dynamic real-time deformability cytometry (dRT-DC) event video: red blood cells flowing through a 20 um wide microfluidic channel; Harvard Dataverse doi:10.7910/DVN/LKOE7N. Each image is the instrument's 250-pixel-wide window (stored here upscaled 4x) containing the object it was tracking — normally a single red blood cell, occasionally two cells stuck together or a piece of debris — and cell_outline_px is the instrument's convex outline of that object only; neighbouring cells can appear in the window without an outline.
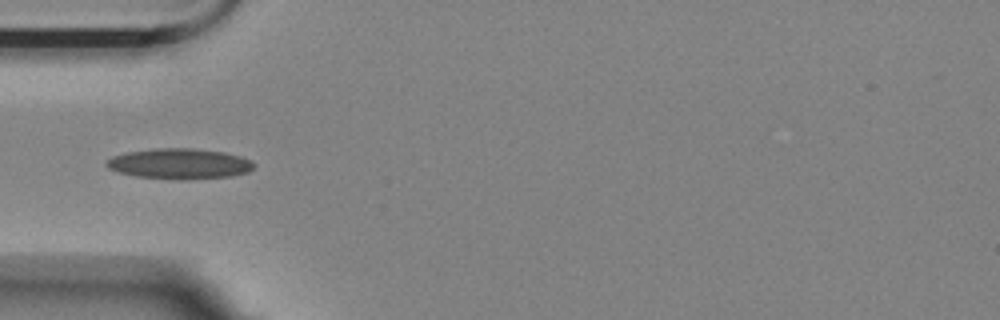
{"species": "Egyptian fruit bat (a non-hibernating species)", "species_latin": "Rousettus aegyptiacus", "temperature_condition": "room temperature", "stored_images_in_passage": 3, "camera_frame_rate_fps": 3000, "um_per_image_px": 0.085, "animal": {"sex": "female"}, "frame": {"image": 1, "passage_image": 1, "time_ms": 0.0, "image_size_px": [1000, 320], "cell_outline_px": [[256, 164], [248, 172], [232, 176], [188, 180], [176, 180], [136, 176], [120, 172], [108, 168], [104, 164], [112, 156], [128, 152], [156, 148], [192, 148], [224, 152], [240, 156], [252, 160]], "centroid_in_image_um": [15.29, 13.92], "position_along_channel_um": 69.7, "area_um2": 26.36}}
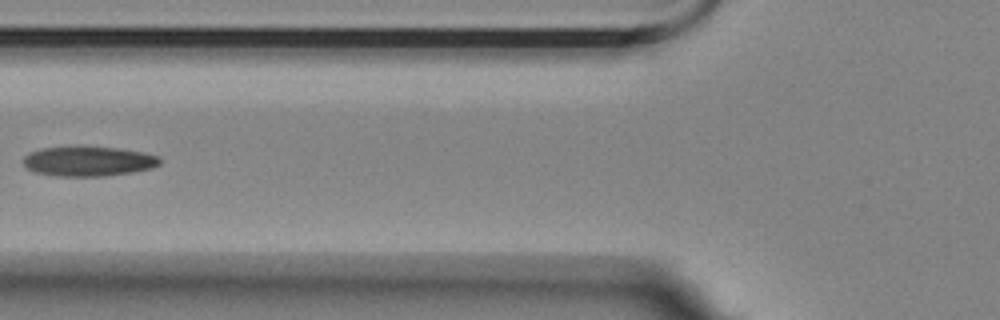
{"frame": {"image": 2, "passage_image": 2, "time_ms": 0.333, "image_size_px": [1000, 320], "cell_outline_px": [[160, 164], [152, 168], [132, 172], [104, 176], [56, 176], [36, 172], [28, 168], [24, 164], [24, 156], [28, 152], [40, 148], [76, 144], [116, 148], [144, 152], [160, 156]], "centroid_in_image_um": [7.5, 13.67], "position_along_channel_um": 118.3, "area_um2": 24.39}}
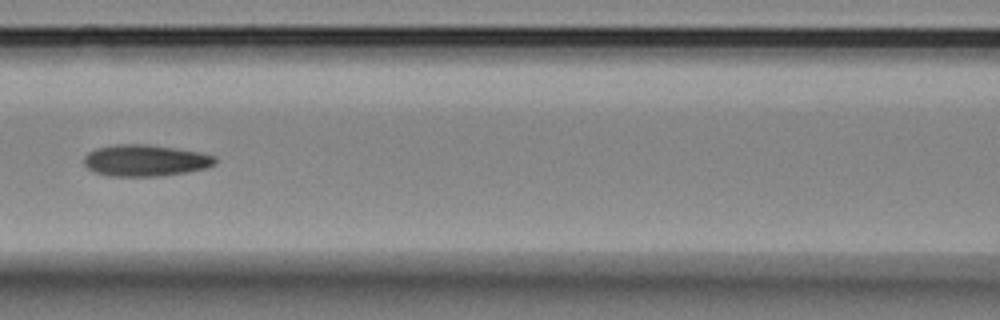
{"frame": {"image": 3, "passage_image": 3, "time_ms": 0.667, "image_size_px": [1000, 320], "cell_outline_px": [[216, 164], [208, 168], [188, 172], [164, 176], [108, 176], [96, 172], [88, 168], [84, 164], [84, 156], [88, 152], [96, 148], [116, 144], [148, 144], [176, 148], [200, 152], [216, 156]], "centroid_in_image_um": [12.39, 13.64], "position_along_channel_um": 154.2, "area_um2": 24.39}}